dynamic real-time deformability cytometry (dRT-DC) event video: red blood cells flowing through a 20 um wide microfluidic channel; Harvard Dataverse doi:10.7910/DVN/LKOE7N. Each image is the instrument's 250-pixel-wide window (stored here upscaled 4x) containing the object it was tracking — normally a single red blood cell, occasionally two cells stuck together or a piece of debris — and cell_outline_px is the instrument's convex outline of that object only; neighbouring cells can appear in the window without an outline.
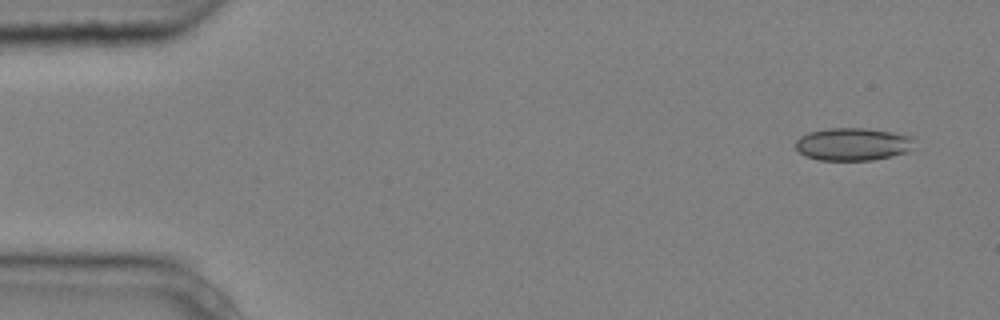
{"species": "common noctule bat (a hibernating species)", "species_latin": "Nyctalus noctula", "temperature_condition": "cold", "stored_images_in_passage": 4, "camera_frame_rate_fps": 3000, "um_per_image_px": 0.085, "animal": {"sex": "male", "body_mass_g": 20.4}, "frame": {"image": 1, "passage_image": 4, "time_ms": 1.0, "image_size_px": [1000, 320], "cell_outline_px": [[912, 140], [908, 152], [892, 156], [872, 160], [820, 160], [804, 156], [796, 148], [796, 140], [800, 136], [808, 132], [828, 128], [868, 128], [892, 132], [912, 136]], "centroid_in_image_um": [72.45, 12.25], "position_along_channel_um": 12.5, "area_um2": 22.6}}